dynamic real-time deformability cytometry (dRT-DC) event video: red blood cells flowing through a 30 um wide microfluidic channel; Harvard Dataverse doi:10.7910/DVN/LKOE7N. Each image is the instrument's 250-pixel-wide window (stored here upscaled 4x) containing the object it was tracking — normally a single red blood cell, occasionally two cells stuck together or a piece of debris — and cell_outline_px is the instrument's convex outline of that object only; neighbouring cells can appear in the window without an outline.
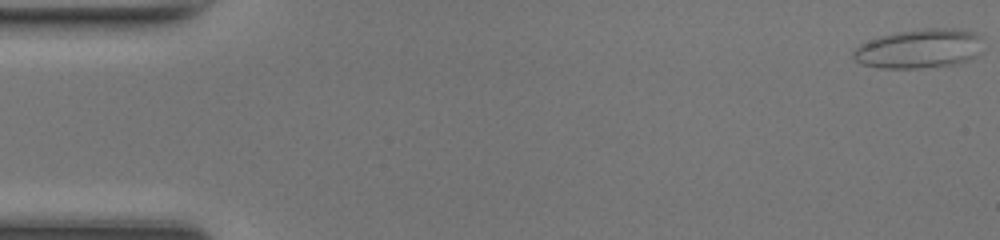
{"species": "common noctule bat (a hibernating species)", "species_latin": "Nyctalus noctula", "temperature_condition": "room temperature", "stored_images_in_passage": 49, "camera_frame_rate_fps": 3000, "um_per_image_px": 0.085, "animal": {"sex": "female", "body_mass_g": 17.0, "forearm_length_mm": 48.0}, "frame": {"image": 1, "passage_image": 1, "time_ms": 0.0, "image_size_px": [1000, 240], "cell_outline_px": [[980, 52], [976, 56], [968, 60], [956, 64], [920, 68], [876, 68], [860, 64], [852, 56], [852, 52], [860, 44], [880, 36], [896, 32], [924, 28], [956, 28], [976, 32], [980, 36]], "centroid_in_image_um": [78.12, 4.13], "position_along_channel_um": 6.9, "area_um2": 29.82}}
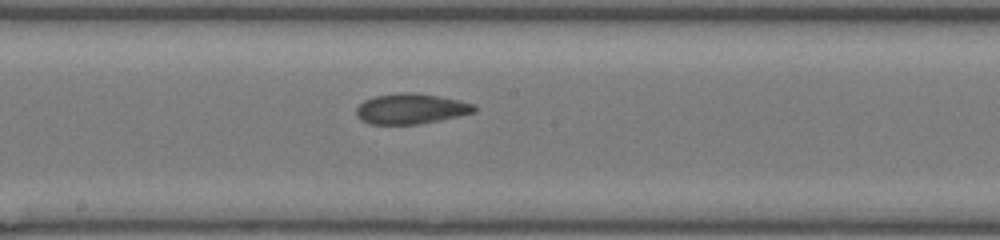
{"frame": {"image": 2, "passage_image": 26, "time_ms": 8.333, "image_size_px": [1000, 240], "cell_outline_px": [[476, 112], [460, 116], [420, 124], [368, 124], [360, 120], [356, 116], [356, 108], [364, 100], [376, 96], [400, 92], [412, 92], [460, 100], [472, 104], [476, 108]], "centroid_in_image_um": [34.91, 9.25], "position_along_channel_um": 213.3, "area_um2": 20.92}}
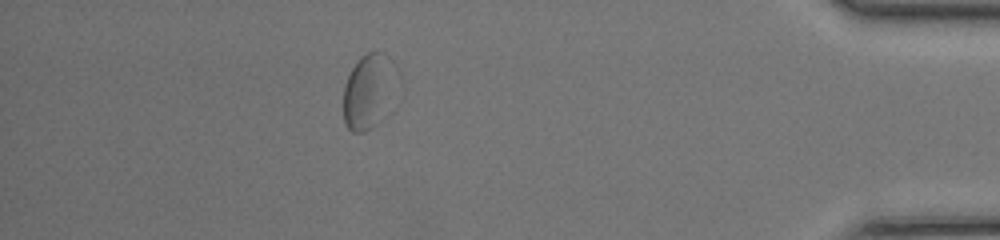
{"frame": {"image": 3, "passage_image": 43, "time_ms": 14.0, "image_size_px": [1000, 240], "cell_outline_px": [[384, 116], [372, 128], [364, 132], [352, 132], [344, 124], [344, 84], [356, 60], [360, 56], [368, 52], [384, 52]], "centroid_in_image_um": [31.02, 7.9], "position_along_channel_um": 404.2, "area_um2": 19.88}, "authors_computed_cell_mechanics": {"area_um2": 21.5016, "velocity_mm_per_s": 4.2572, "shape_relaxation_time_tau1_ms": null, "shape_relaxation_time_tau2_ms": 2.0234, "deformation_change_tau1": null, "deformation_change_tau2": 0.0627}}